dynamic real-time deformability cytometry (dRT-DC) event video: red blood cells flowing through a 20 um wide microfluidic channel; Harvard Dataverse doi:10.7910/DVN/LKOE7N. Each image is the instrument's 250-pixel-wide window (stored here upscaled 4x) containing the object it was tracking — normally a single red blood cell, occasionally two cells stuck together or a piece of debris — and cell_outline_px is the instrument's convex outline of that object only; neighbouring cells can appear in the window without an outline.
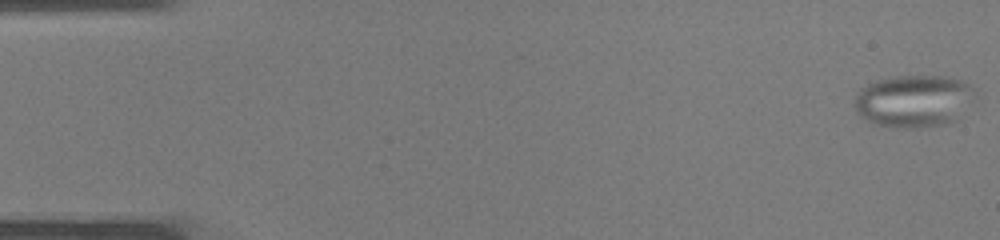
{"species": "common noctule bat (a hibernating species)", "species_latin": "Nyctalus noctula", "temperature_condition": "warm", "stored_images_in_passage": 11, "camera_frame_rate_fps": 3000, "um_per_image_px": 0.085, "animal": {"sex": "male", "body_mass_g": 19.0, "forearm_length_mm": 50.8}, "frame": {"image": 1, "passage_image": 1, "time_ms": 0.0, "image_size_px": [1000, 240], "cell_outline_px": [[976, 88], [972, 100], [956, 120], [944, 124], [904, 128], [876, 124], [868, 120], [856, 112], [852, 104], [860, 88], [876, 80], [892, 76], [944, 76], [960, 80]], "centroid_in_image_um": [77.64, 8.56], "position_along_channel_um": 7.4, "area_um2": 36.59}}